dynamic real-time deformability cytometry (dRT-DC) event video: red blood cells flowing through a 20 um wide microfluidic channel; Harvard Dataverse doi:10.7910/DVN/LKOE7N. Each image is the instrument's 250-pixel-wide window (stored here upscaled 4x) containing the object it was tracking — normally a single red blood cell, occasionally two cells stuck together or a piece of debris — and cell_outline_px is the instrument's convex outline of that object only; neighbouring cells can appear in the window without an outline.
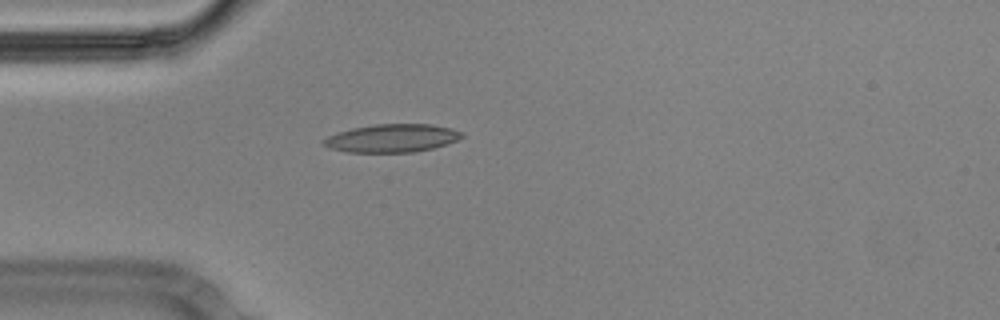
{"species": "Egyptian fruit bat (a non-hibernating species)", "species_latin": "Rousettus aegyptiacus", "temperature_condition": "cold", "stored_images_in_passage": 41, "camera_frame_rate_fps": 3000, "um_per_image_px": 0.085, "animal": {"sex": "male"}, "frame": {"image": 1, "passage_image": 1, "time_ms": 0.0, "image_size_px": [1000, 320], "cell_outline_px": [[464, 136], [448, 144], [432, 148], [412, 152], [348, 152], [332, 148], [324, 144], [320, 140], [328, 136], [352, 128], [376, 124], [432, 124], [452, 128], [464, 132]], "centroid_in_image_um": [33.37, 11.74], "position_along_channel_um": 51.6, "area_um2": 22.54}}
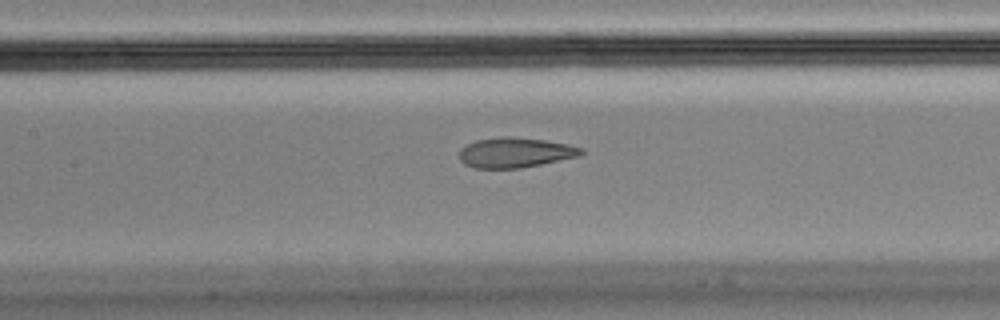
{"frame": {"image": 2, "passage_image": 11, "time_ms": 3.333, "image_size_px": [1000, 320], "cell_outline_px": [[584, 152], [580, 156], [520, 168], [472, 168], [464, 164], [460, 160], [460, 148], [476, 140], [500, 136], [508, 136], [544, 140], [568, 144], [584, 148]], "centroid_in_image_um": [43.79, 12.96], "position_along_channel_um": 163.6, "area_um2": 21.39}}
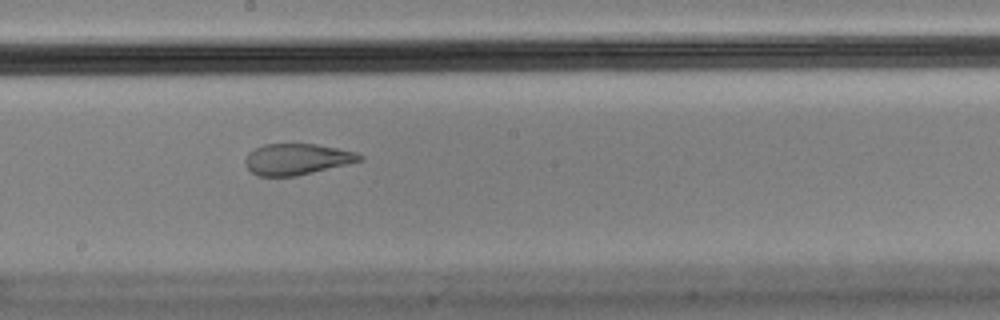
{"frame": {"image": 3, "passage_image": 16, "time_ms": 5.0, "image_size_px": [1000, 320], "cell_outline_px": [[364, 160], [296, 176], [260, 176], [252, 172], [244, 164], [244, 160], [248, 152], [264, 144], [316, 144], [356, 152], [364, 156]], "centroid_in_image_um": [25.23, 13.53], "position_along_channel_um": 223.0, "area_um2": 20.69}, "authors_computed_cell_mechanics": {"area_um2": 23.409, "velocity_mm_per_s": 3.573, "shape_relaxation_time_tau1_ms": null, "shape_relaxation_time_tau2_ms": 1.3204, "deformation_change_tau1": null, "deformation_change_tau2": 0.0925}}